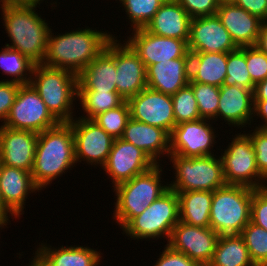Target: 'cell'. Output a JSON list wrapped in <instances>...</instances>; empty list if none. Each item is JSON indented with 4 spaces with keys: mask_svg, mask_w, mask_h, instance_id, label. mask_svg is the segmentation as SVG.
<instances>
[{
    "mask_svg": "<svg viewBox=\"0 0 267 266\" xmlns=\"http://www.w3.org/2000/svg\"><path fill=\"white\" fill-rule=\"evenodd\" d=\"M102 30H99V27L93 28L86 25L85 28L78 27L63 33L51 29L48 36L46 57L42 64L68 70L78 75L105 49L112 37H118L106 29L105 32Z\"/></svg>",
    "mask_w": 267,
    "mask_h": 266,
    "instance_id": "1",
    "label": "cell"
},
{
    "mask_svg": "<svg viewBox=\"0 0 267 266\" xmlns=\"http://www.w3.org/2000/svg\"><path fill=\"white\" fill-rule=\"evenodd\" d=\"M40 4L36 3H7L0 5L4 33L10 43L5 46L19 51L35 64L43 63L46 57L49 32L52 28L50 21L38 13ZM47 21V22H46Z\"/></svg>",
    "mask_w": 267,
    "mask_h": 266,
    "instance_id": "2",
    "label": "cell"
},
{
    "mask_svg": "<svg viewBox=\"0 0 267 266\" xmlns=\"http://www.w3.org/2000/svg\"><path fill=\"white\" fill-rule=\"evenodd\" d=\"M76 165L74 137L69 122H60L39 133L31 175L41 191Z\"/></svg>",
    "mask_w": 267,
    "mask_h": 266,
    "instance_id": "3",
    "label": "cell"
},
{
    "mask_svg": "<svg viewBox=\"0 0 267 266\" xmlns=\"http://www.w3.org/2000/svg\"><path fill=\"white\" fill-rule=\"evenodd\" d=\"M163 170L164 165L156 164L146 172L111 189L116 201L113 203L115 206L111 218L121 230L169 189V179L167 178L166 182L163 180L166 176V171ZM162 175L165 176L162 178Z\"/></svg>",
    "mask_w": 267,
    "mask_h": 266,
    "instance_id": "4",
    "label": "cell"
},
{
    "mask_svg": "<svg viewBox=\"0 0 267 266\" xmlns=\"http://www.w3.org/2000/svg\"><path fill=\"white\" fill-rule=\"evenodd\" d=\"M30 84L59 122H71L77 115V75L60 68L35 64ZM76 104V105H75Z\"/></svg>",
    "mask_w": 267,
    "mask_h": 266,
    "instance_id": "5",
    "label": "cell"
},
{
    "mask_svg": "<svg viewBox=\"0 0 267 266\" xmlns=\"http://www.w3.org/2000/svg\"><path fill=\"white\" fill-rule=\"evenodd\" d=\"M180 221L178 194L168 189L140 215L134 217L123 229L122 234L130 241L169 240L173 227ZM164 238V239H163ZM166 240V241H164Z\"/></svg>",
    "mask_w": 267,
    "mask_h": 266,
    "instance_id": "6",
    "label": "cell"
},
{
    "mask_svg": "<svg viewBox=\"0 0 267 266\" xmlns=\"http://www.w3.org/2000/svg\"><path fill=\"white\" fill-rule=\"evenodd\" d=\"M254 188L226 184L213 191L209 227L219 236L241 234L250 222Z\"/></svg>",
    "mask_w": 267,
    "mask_h": 266,
    "instance_id": "7",
    "label": "cell"
},
{
    "mask_svg": "<svg viewBox=\"0 0 267 266\" xmlns=\"http://www.w3.org/2000/svg\"><path fill=\"white\" fill-rule=\"evenodd\" d=\"M168 161L174 174L169 188L175 192H213L226 185L220 154L193 158L169 155Z\"/></svg>",
    "mask_w": 267,
    "mask_h": 266,
    "instance_id": "8",
    "label": "cell"
},
{
    "mask_svg": "<svg viewBox=\"0 0 267 266\" xmlns=\"http://www.w3.org/2000/svg\"><path fill=\"white\" fill-rule=\"evenodd\" d=\"M239 131L228 138L231 142L229 141L226 147L223 145L215 147L217 151L221 150L219 152H221L225 182L254 189L265 187L267 181L257 168L256 155L250 137L244 131Z\"/></svg>",
    "mask_w": 267,
    "mask_h": 266,
    "instance_id": "9",
    "label": "cell"
},
{
    "mask_svg": "<svg viewBox=\"0 0 267 266\" xmlns=\"http://www.w3.org/2000/svg\"><path fill=\"white\" fill-rule=\"evenodd\" d=\"M60 122L31 84L21 85L3 126L16 130H30L41 133Z\"/></svg>",
    "mask_w": 267,
    "mask_h": 266,
    "instance_id": "10",
    "label": "cell"
},
{
    "mask_svg": "<svg viewBox=\"0 0 267 266\" xmlns=\"http://www.w3.org/2000/svg\"><path fill=\"white\" fill-rule=\"evenodd\" d=\"M214 124L213 120L201 118L176 125L170 135V155L193 158L218 154L214 146L221 138Z\"/></svg>",
    "mask_w": 267,
    "mask_h": 266,
    "instance_id": "11",
    "label": "cell"
},
{
    "mask_svg": "<svg viewBox=\"0 0 267 266\" xmlns=\"http://www.w3.org/2000/svg\"><path fill=\"white\" fill-rule=\"evenodd\" d=\"M69 123L73 131L76 163L79 165L83 161L82 164H88L89 168H102L114 139L92 119L76 116Z\"/></svg>",
    "mask_w": 267,
    "mask_h": 266,
    "instance_id": "12",
    "label": "cell"
},
{
    "mask_svg": "<svg viewBox=\"0 0 267 266\" xmlns=\"http://www.w3.org/2000/svg\"><path fill=\"white\" fill-rule=\"evenodd\" d=\"M132 32V33H130ZM129 36L122 37L137 53L144 62L146 68L158 62L190 57L188 40L164 37L151 34L145 28H138L131 31Z\"/></svg>",
    "mask_w": 267,
    "mask_h": 266,
    "instance_id": "13",
    "label": "cell"
},
{
    "mask_svg": "<svg viewBox=\"0 0 267 266\" xmlns=\"http://www.w3.org/2000/svg\"><path fill=\"white\" fill-rule=\"evenodd\" d=\"M154 165L156 163L143 150L119 138L114 139L109 156L101 169L105 171L111 187L114 188L146 172Z\"/></svg>",
    "mask_w": 267,
    "mask_h": 266,
    "instance_id": "14",
    "label": "cell"
},
{
    "mask_svg": "<svg viewBox=\"0 0 267 266\" xmlns=\"http://www.w3.org/2000/svg\"><path fill=\"white\" fill-rule=\"evenodd\" d=\"M219 235L210 227H198L179 221L172 229L167 245L185 254L201 266L211 262Z\"/></svg>",
    "mask_w": 267,
    "mask_h": 266,
    "instance_id": "15",
    "label": "cell"
},
{
    "mask_svg": "<svg viewBox=\"0 0 267 266\" xmlns=\"http://www.w3.org/2000/svg\"><path fill=\"white\" fill-rule=\"evenodd\" d=\"M127 102L132 119L162 128L171 135L176 126L171 95L146 87Z\"/></svg>",
    "mask_w": 267,
    "mask_h": 266,
    "instance_id": "16",
    "label": "cell"
},
{
    "mask_svg": "<svg viewBox=\"0 0 267 266\" xmlns=\"http://www.w3.org/2000/svg\"><path fill=\"white\" fill-rule=\"evenodd\" d=\"M115 37V63L117 92L125 99L137 95L147 87V72L144 62L123 39Z\"/></svg>",
    "mask_w": 267,
    "mask_h": 266,
    "instance_id": "17",
    "label": "cell"
},
{
    "mask_svg": "<svg viewBox=\"0 0 267 266\" xmlns=\"http://www.w3.org/2000/svg\"><path fill=\"white\" fill-rule=\"evenodd\" d=\"M237 48L217 15L191 18L189 52L228 53Z\"/></svg>",
    "mask_w": 267,
    "mask_h": 266,
    "instance_id": "18",
    "label": "cell"
},
{
    "mask_svg": "<svg viewBox=\"0 0 267 266\" xmlns=\"http://www.w3.org/2000/svg\"><path fill=\"white\" fill-rule=\"evenodd\" d=\"M254 113V91L237 85H222L220 87L219 103L217 111L218 120L227 124L231 130H245L252 127ZM243 128V129H242Z\"/></svg>",
    "mask_w": 267,
    "mask_h": 266,
    "instance_id": "19",
    "label": "cell"
},
{
    "mask_svg": "<svg viewBox=\"0 0 267 266\" xmlns=\"http://www.w3.org/2000/svg\"><path fill=\"white\" fill-rule=\"evenodd\" d=\"M41 190L34 184L31 172L0 164V194L3 206L16 218L24 215L28 197ZM30 194V195H29Z\"/></svg>",
    "mask_w": 267,
    "mask_h": 266,
    "instance_id": "20",
    "label": "cell"
},
{
    "mask_svg": "<svg viewBox=\"0 0 267 266\" xmlns=\"http://www.w3.org/2000/svg\"><path fill=\"white\" fill-rule=\"evenodd\" d=\"M115 81V37H112L105 49L77 75L78 92L117 91Z\"/></svg>",
    "mask_w": 267,
    "mask_h": 266,
    "instance_id": "21",
    "label": "cell"
},
{
    "mask_svg": "<svg viewBox=\"0 0 267 266\" xmlns=\"http://www.w3.org/2000/svg\"><path fill=\"white\" fill-rule=\"evenodd\" d=\"M39 134L0 126V164L32 171Z\"/></svg>",
    "mask_w": 267,
    "mask_h": 266,
    "instance_id": "22",
    "label": "cell"
},
{
    "mask_svg": "<svg viewBox=\"0 0 267 266\" xmlns=\"http://www.w3.org/2000/svg\"><path fill=\"white\" fill-rule=\"evenodd\" d=\"M43 241L37 242L39 245L35 246L36 251L32 255H35L44 266H101L103 263V253L87 246V243L86 246L74 243L70 246L60 244L59 247H52L50 243L47 244V240Z\"/></svg>",
    "mask_w": 267,
    "mask_h": 266,
    "instance_id": "23",
    "label": "cell"
},
{
    "mask_svg": "<svg viewBox=\"0 0 267 266\" xmlns=\"http://www.w3.org/2000/svg\"><path fill=\"white\" fill-rule=\"evenodd\" d=\"M121 139L143 150L156 164H163L164 159L166 164L170 155V135L164 129L132 118L128 120Z\"/></svg>",
    "mask_w": 267,
    "mask_h": 266,
    "instance_id": "24",
    "label": "cell"
},
{
    "mask_svg": "<svg viewBox=\"0 0 267 266\" xmlns=\"http://www.w3.org/2000/svg\"><path fill=\"white\" fill-rule=\"evenodd\" d=\"M216 15L237 47L256 46L262 20L235 3L219 4Z\"/></svg>",
    "mask_w": 267,
    "mask_h": 266,
    "instance_id": "25",
    "label": "cell"
},
{
    "mask_svg": "<svg viewBox=\"0 0 267 266\" xmlns=\"http://www.w3.org/2000/svg\"><path fill=\"white\" fill-rule=\"evenodd\" d=\"M146 72L148 88L173 95L190 82V57L155 63Z\"/></svg>",
    "mask_w": 267,
    "mask_h": 266,
    "instance_id": "26",
    "label": "cell"
},
{
    "mask_svg": "<svg viewBox=\"0 0 267 266\" xmlns=\"http://www.w3.org/2000/svg\"><path fill=\"white\" fill-rule=\"evenodd\" d=\"M191 17L176 0H166L145 26L151 34L189 40Z\"/></svg>",
    "mask_w": 267,
    "mask_h": 266,
    "instance_id": "27",
    "label": "cell"
},
{
    "mask_svg": "<svg viewBox=\"0 0 267 266\" xmlns=\"http://www.w3.org/2000/svg\"><path fill=\"white\" fill-rule=\"evenodd\" d=\"M190 53V82L221 87L227 75V53Z\"/></svg>",
    "mask_w": 267,
    "mask_h": 266,
    "instance_id": "28",
    "label": "cell"
},
{
    "mask_svg": "<svg viewBox=\"0 0 267 266\" xmlns=\"http://www.w3.org/2000/svg\"><path fill=\"white\" fill-rule=\"evenodd\" d=\"M179 197L180 221L198 227H209L213 192L195 190L176 192Z\"/></svg>",
    "mask_w": 267,
    "mask_h": 266,
    "instance_id": "29",
    "label": "cell"
},
{
    "mask_svg": "<svg viewBox=\"0 0 267 266\" xmlns=\"http://www.w3.org/2000/svg\"><path fill=\"white\" fill-rule=\"evenodd\" d=\"M208 266H255L240 234L219 236Z\"/></svg>",
    "mask_w": 267,
    "mask_h": 266,
    "instance_id": "30",
    "label": "cell"
},
{
    "mask_svg": "<svg viewBox=\"0 0 267 266\" xmlns=\"http://www.w3.org/2000/svg\"><path fill=\"white\" fill-rule=\"evenodd\" d=\"M35 63L19 51L10 49L6 46L0 50V70L7 79L1 81H10L20 85L30 84L32 71Z\"/></svg>",
    "mask_w": 267,
    "mask_h": 266,
    "instance_id": "31",
    "label": "cell"
},
{
    "mask_svg": "<svg viewBox=\"0 0 267 266\" xmlns=\"http://www.w3.org/2000/svg\"><path fill=\"white\" fill-rule=\"evenodd\" d=\"M78 117L93 119L100 113L120 106L125 99L117 92H78ZM83 115V116H82Z\"/></svg>",
    "mask_w": 267,
    "mask_h": 266,
    "instance_id": "32",
    "label": "cell"
},
{
    "mask_svg": "<svg viewBox=\"0 0 267 266\" xmlns=\"http://www.w3.org/2000/svg\"><path fill=\"white\" fill-rule=\"evenodd\" d=\"M120 3L123 12L125 11L128 24V31L145 28L153 19L155 13L166 0H115ZM124 7V8H123ZM131 22V23H130ZM132 28V29H131Z\"/></svg>",
    "mask_w": 267,
    "mask_h": 266,
    "instance_id": "33",
    "label": "cell"
},
{
    "mask_svg": "<svg viewBox=\"0 0 267 266\" xmlns=\"http://www.w3.org/2000/svg\"><path fill=\"white\" fill-rule=\"evenodd\" d=\"M227 75L223 85H237L252 91L255 90V84L252 82L246 64V47L227 53Z\"/></svg>",
    "mask_w": 267,
    "mask_h": 266,
    "instance_id": "34",
    "label": "cell"
},
{
    "mask_svg": "<svg viewBox=\"0 0 267 266\" xmlns=\"http://www.w3.org/2000/svg\"><path fill=\"white\" fill-rule=\"evenodd\" d=\"M255 266H267V230L249 222L240 234Z\"/></svg>",
    "mask_w": 267,
    "mask_h": 266,
    "instance_id": "35",
    "label": "cell"
},
{
    "mask_svg": "<svg viewBox=\"0 0 267 266\" xmlns=\"http://www.w3.org/2000/svg\"><path fill=\"white\" fill-rule=\"evenodd\" d=\"M188 85L193 89L200 117L213 120L218 125L217 111L220 87L199 82H189Z\"/></svg>",
    "mask_w": 267,
    "mask_h": 266,
    "instance_id": "36",
    "label": "cell"
},
{
    "mask_svg": "<svg viewBox=\"0 0 267 266\" xmlns=\"http://www.w3.org/2000/svg\"><path fill=\"white\" fill-rule=\"evenodd\" d=\"M130 116V108L127 100L120 106L100 113L92 120L96 122L113 139L121 138Z\"/></svg>",
    "mask_w": 267,
    "mask_h": 266,
    "instance_id": "37",
    "label": "cell"
},
{
    "mask_svg": "<svg viewBox=\"0 0 267 266\" xmlns=\"http://www.w3.org/2000/svg\"><path fill=\"white\" fill-rule=\"evenodd\" d=\"M176 125L201 119L193 89L187 85L171 95Z\"/></svg>",
    "mask_w": 267,
    "mask_h": 266,
    "instance_id": "38",
    "label": "cell"
},
{
    "mask_svg": "<svg viewBox=\"0 0 267 266\" xmlns=\"http://www.w3.org/2000/svg\"><path fill=\"white\" fill-rule=\"evenodd\" d=\"M252 128L249 127V130L243 131L250 137L256 155L257 168L267 181V128Z\"/></svg>",
    "mask_w": 267,
    "mask_h": 266,
    "instance_id": "39",
    "label": "cell"
},
{
    "mask_svg": "<svg viewBox=\"0 0 267 266\" xmlns=\"http://www.w3.org/2000/svg\"><path fill=\"white\" fill-rule=\"evenodd\" d=\"M246 64L255 85L267 78V54L257 46L246 47Z\"/></svg>",
    "mask_w": 267,
    "mask_h": 266,
    "instance_id": "40",
    "label": "cell"
},
{
    "mask_svg": "<svg viewBox=\"0 0 267 266\" xmlns=\"http://www.w3.org/2000/svg\"><path fill=\"white\" fill-rule=\"evenodd\" d=\"M250 221L267 230V186L253 190Z\"/></svg>",
    "mask_w": 267,
    "mask_h": 266,
    "instance_id": "41",
    "label": "cell"
},
{
    "mask_svg": "<svg viewBox=\"0 0 267 266\" xmlns=\"http://www.w3.org/2000/svg\"><path fill=\"white\" fill-rule=\"evenodd\" d=\"M191 17L216 15L218 0H176Z\"/></svg>",
    "mask_w": 267,
    "mask_h": 266,
    "instance_id": "42",
    "label": "cell"
},
{
    "mask_svg": "<svg viewBox=\"0 0 267 266\" xmlns=\"http://www.w3.org/2000/svg\"><path fill=\"white\" fill-rule=\"evenodd\" d=\"M157 257L153 266H201L185 254L171 249L167 244L163 246L162 252L160 251Z\"/></svg>",
    "mask_w": 267,
    "mask_h": 266,
    "instance_id": "43",
    "label": "cell"
},
{
    "mask_svg": "<svg viewBox=\"0 0 267 266\" xmlns=\"http://www.w3.org/2000/svg\"><path fill=\"white\" fill-rule=\"evenodd\" d=\"M20 86L19 83L0 80V126L8 117Z\"/></svg>",
    "mask_w": 267,
    "mask_h": 266,
    "instance_id": "44",
    "label": "cell"
},
{
    "mask_svg": "<svg viewBox=\"0 0 267 266\" xmlns=\"http://www.w3.org/2000/svg\"><path fill=\"white\" fill-rule=\"evenodd\" d=\"M235 4L262 21H267V0H236Z\"/></svg>",
    "mask_w": 267,
    "mask_h": 266,
    "instance_id": "45",
    "label": "cell"
},
{
    "mask_svg": "<svg viewBox=\"0 0 267 266\" xmlns=\"http://www.w3.org/2000/svg\"><path fill=\"white\" fill-rule=\"evenodd\" d=\"M258 119H259V124H256V120L258 122ZM252 125H254L252 127L267 128V100H254V113H253Z\"/></svg>",
    "mask_w": 267,
    "mask_h": 266,
    "instance_id": "46",
    "label": "cell"
},
{
    "mask_svg": "<svg viewBox=\"0 0 267 266\" xmlns=\"http://www.w3.org/2000/svg\"><path fill=\"white\" fill-rule=\"evenodd\" d=\"M256 46L267 54V21H263Z\"/></svg>",
    "mask_w": 267,
    "mask_h": 266,
    "instance_id": "47",
    "label": "cell"
},
{
    "mask_svg": "<svg viewBox=\"0 0 267 266\" xmlns=\"http://www.w3.org/2000/svg\"><path fill=\"white\" fill-rule=\"evenodd\" d=\"M254 100H267V78L255 86Z\"/></svg>",
    "mask_w": 267,
    "mask_h": 266,
    "instance_id": "48",
    "label": "cell"
},
{
    "mask_svg": "<svg viewBox=\"0 0 267 266\" xmlns=\"http://www.w3.org/2000/svg\"><path fill=\"white\" fill-rule=\"evenodd\" d=\"M12 221L16 218L3 206L2 197L0 194V223H11L10 219Z\"/></svg>",
    "mask_w": 267,
    "mask_h": 266,
    "instance_id": "49",
    "label": "cell"
},
{
    "mask_svg": "<svg viewBox=\"0 0 267 266\" xmlns=\"http://www.w3.org/2000/svg\"><path fill=\"white\" fill-rule=\"evenodd\" d=\"M7 3H36L37 0H0L1 4H7Z\"/></svg>",
    "mask_w": 267,
    "mask_h": 266,
    "instance_id": "50",
    "label": "cell"
},
{
    "mask_svg": "<svg viewBox=\"0 0 267 266\" xmlns=\"http://www.w3.org/2000/svg\"><path fill=\"white\" fill-rule=\"evenodd\" d=\"M26 266H44V265L34 255V256H31V258L29 259V263Z\"/></svg>",
    "mask_w": 267,
    "mask_h": 266,
    "instance_id": "51",
    "label": "cell"
},
{
    "mask_svg": "<svg viewBox=\"0 0 267 266\" xmlns=\"http://www.w3.org/2000/svg\"><path fill=\"white\" fill-rule=\"evenodd\" d=\"M44 1H45V0H37V4H40V5H41V3L43 4ZM47 1H48V0H46L45 3H46ZM57 3L60 4V2H58V0H56V1L51 0V2L49 3L50 5H48V4H46V5H47V6H51V8H52V10H53V9H57L56 7L59 6ZM53 5H54V6H53Z\"/></svg>",
    "mask_w": 267,
    "mask_h": 266,
    "instance_id": "52",
    "label": "cell"
},
{
    "mask_svg": "<svg viewBox=\"0 0 267 266\" xmlns=\"http://www.w3.org/2000/svg\"><path fill=\"white\" fill-rule=\"evenodd\" d=\"M8 225H11V223H0V232L3 231V229L8 228ZM2 230V231H1ZM1 234V233H0ZM1 254V253H0Z\"/></svg>",
    "mask_w": 267,
    "mask_h": 266,
    "instance_id": "53",
    "label": "cell"
},
{
    "mask_svg": "<svg viewBox=\"0 0 267 266\" xmlns=\"http://www.w3.org/2000/svg\"><path fill=\"white\" fill-rule=\"evenodd\" d=\"M236 0H218L219 4H223V3H235Z\"/></svg>",
    "mask_w": 267,
    "mask_h": 266,
    "instance_id": "54",
    "label": "cell"
}]
</instances>
